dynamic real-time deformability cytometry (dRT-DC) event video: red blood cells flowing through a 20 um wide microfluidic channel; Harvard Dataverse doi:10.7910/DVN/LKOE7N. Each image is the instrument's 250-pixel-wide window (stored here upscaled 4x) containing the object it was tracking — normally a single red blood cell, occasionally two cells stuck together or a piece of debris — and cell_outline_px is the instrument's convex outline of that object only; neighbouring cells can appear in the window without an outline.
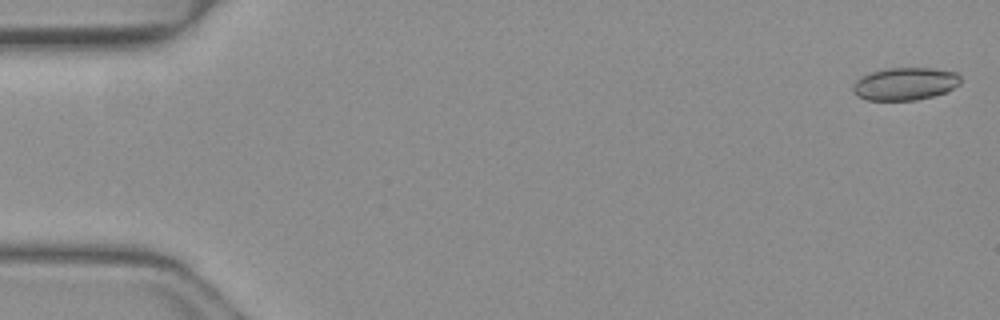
{"species": "common noctule bat (a hibernating species)", "species_latin": "Nyctalus noctula", "temperature_condition": "warm", "stored_images_in_passage": 15, "camera_frame_rate_fps": 3000, "um_per_image_px": 0.085, "animal": {"sex": "female", "body_mass_g": 19.3, "forearm_length_mm": 54.1}, "frame": {"image": 1, "passage_image": 2, "time_ms": 0.333, "image_size_px": [1000, 320], "cell_outline_px": [[960, 84], [944, 92], [932, 96], [916, 100], [868, 100], [856, 96], [852, 92], [852, 88], [856, 80], [872, 72], [888, 68], [932, 68], [956, 72], [960, 76]], "centroid_in_image_um": [76.92, 7.13], "position_along_channel_um": 8.1, "area_um2": 20.35}}
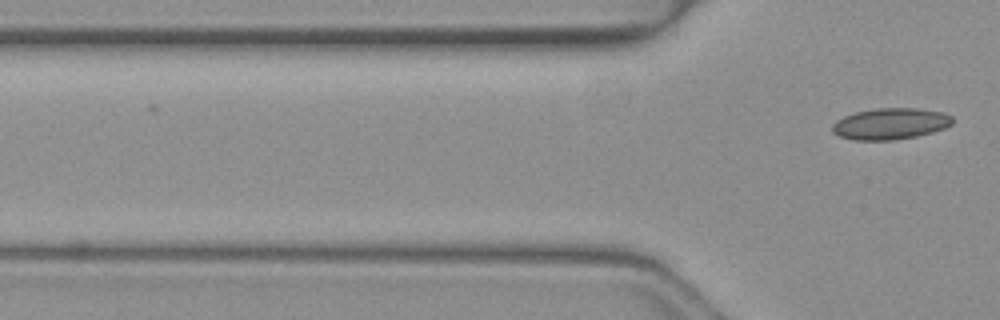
{"frame": {"image": 2, "passage_image": 15, "time_ms": 4.667, "image_size_px": [1000, 320], "cell_outline_px": [[952, 124], [944, 128], [932, 132], [916, 136], [896, 140], [852, 140], [840, 136], [832, 132], [832, 124], [836, 120], [844, 116], [856, 112], [876, 108], [916, 108], [944, 112], [952, 116]], "centroid_in_image_um": [75.67, 10.52], "position_along_channel_um": 50.1, "area_um2": 22.02}}